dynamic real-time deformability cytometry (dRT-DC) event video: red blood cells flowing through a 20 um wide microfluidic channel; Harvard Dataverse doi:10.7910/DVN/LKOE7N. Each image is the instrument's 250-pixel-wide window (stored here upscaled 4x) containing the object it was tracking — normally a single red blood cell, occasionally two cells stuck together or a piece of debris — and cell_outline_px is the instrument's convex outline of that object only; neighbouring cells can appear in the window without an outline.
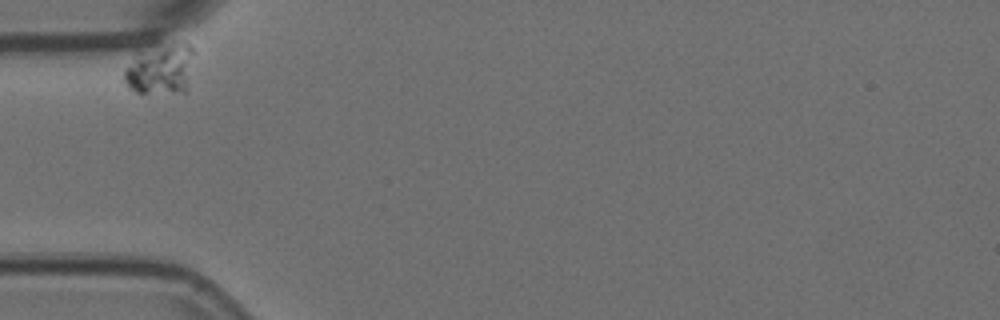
{"species": "Egyptian fruit bat (a non-hibernating species)", "species_latin": "Rousettus aegyptiacus", "temperature_condition": "room temperature", "stored_images_in_passage": 35, "camera_frame_rate_fps": 3000, "um_per_image_px": 0.085, "animal": {"sex": "female"}, "frame": {"image": 1, "passage_image": 1, "time_ms": 0.0, "image_size_px": [1000, 320], "cell_outline_px": [[196, 52], [188, 92], [136, 92], [124, 80], [124, 72], [136, 52], [152, 40], [188, 40], [192, 44]], "centroid_in_image_um": [13.75, 5.7], "position_along_channel_um": 71.2, "area_um2": 22.48}}
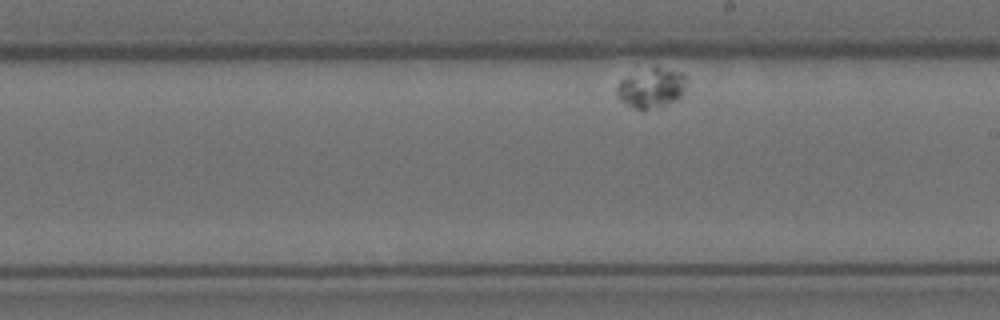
{"frame": {"image": 2, "passage_image": 20, "time_ms": 6.333, "image_size_px": [1000, 320], "cell_outline_px": [[684, 92], [676, 100], [644, 112], [620, 100], [616, 96], [616, 88], [620, 80], [624, 76], [652, 68], [660, 68], [684, 72]], "centroid_in_image_um": [55.32, 7.5], "position_along_channel_um": 233.7, "area_um2": 15.95}}
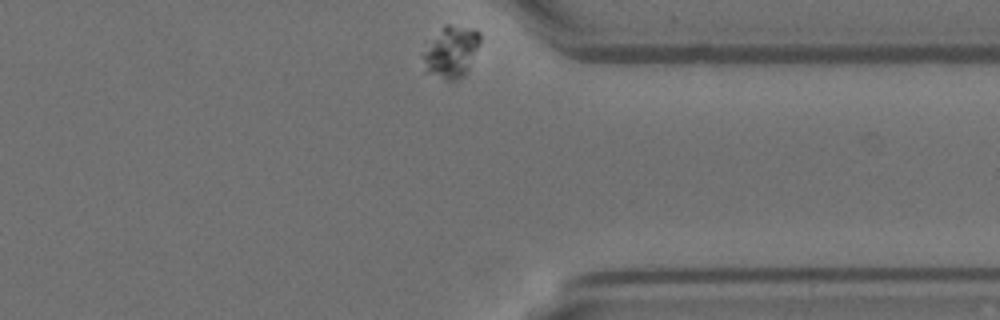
{"frame": {"image": 3, "passage_image": 35, "time_ms": 11.333, "image_size_px": [1000, 320], "cell_outline_px": [[480, 40], [468, 68], [464, 76], [456, 80], [444, 80], [428, 68], [424, 56], [424, 52], [444, 24], [448, 24], [476, 28], [480, 32]], "centroid_in_image_um": [38.43, 4.35], "position_along_channel_um": 373.0, "area_um2": 16.24}}